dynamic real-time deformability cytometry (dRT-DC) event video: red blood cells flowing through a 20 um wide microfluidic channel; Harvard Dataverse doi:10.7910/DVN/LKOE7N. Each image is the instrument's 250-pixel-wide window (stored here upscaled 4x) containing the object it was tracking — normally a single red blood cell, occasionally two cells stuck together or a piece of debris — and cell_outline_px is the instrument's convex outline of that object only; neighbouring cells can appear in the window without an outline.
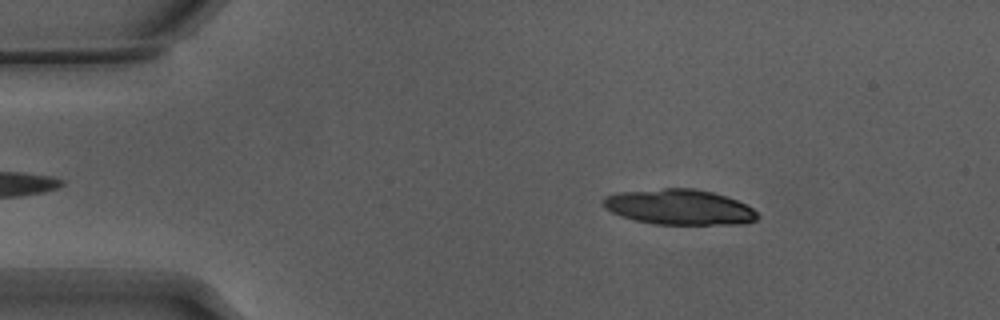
{"species": "Egyptian fruit bat (a non-hibernating species)", "species_latin": "Rousettus aegyptiacus", "temperature_condition": "warm", "stored_images_in_passage": 52, "camera_frame_rate_fps": 3000, "um_per_image_px": 0.085, "animal": {"sex": "male"}, "frame": {"image": 1, "passage_image": 8, "time_ms": 2.333, "image_size_px": [1000, 320], "cell_outline_px": [[760, 216], [756, 220], [744, 224], [652, 224], [620, 216], [612, 212], [604, 204], [604, 196], [616, 192], [664, 188], [692, 188], [712, 192], [736, 200], [752, 208]], "centroid_in_image_um": [57.74, 17.6], "position_along_channel_um": 27.3, "area_um2": 31.67}}